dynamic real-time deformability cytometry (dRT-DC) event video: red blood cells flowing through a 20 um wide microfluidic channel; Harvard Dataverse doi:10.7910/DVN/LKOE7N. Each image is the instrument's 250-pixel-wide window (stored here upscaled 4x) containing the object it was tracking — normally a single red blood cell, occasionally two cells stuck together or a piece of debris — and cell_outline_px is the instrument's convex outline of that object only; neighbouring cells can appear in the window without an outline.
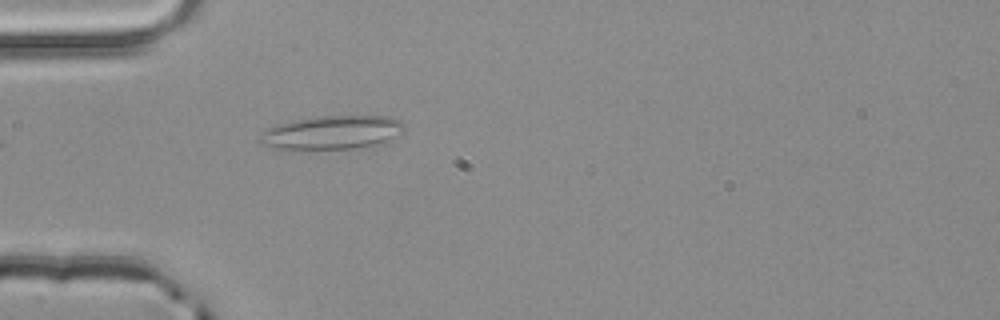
{"species": "common noctule bat (a hibernating species)", "species_latin": "Nyctalus noctula", "temperature_condition": "room temperature", "stored_images_in_passage": 6, "camera_frame_rate_fps": 3000, "um_per_image_px": 0.085, "animal": {"sex": "male", "body_mass_g": 20.4}, "frame": {"image": 1, "passage_image": 1, "time_ms": 0.0, "image_size_px": [1000, 320], "cell_outline_px": [[404, 132], [400, 136], [384, 144], [352, 148], [280, 148], [260, 144], [260, 136], [268, 128], [276, 124], [320, 116], [392, 116], [400, 120], [404, 124]], "centroid_in_image_um": [28.36, 11.25], "position_along_channel_um": 56.6, "area_um2": 28.15}}